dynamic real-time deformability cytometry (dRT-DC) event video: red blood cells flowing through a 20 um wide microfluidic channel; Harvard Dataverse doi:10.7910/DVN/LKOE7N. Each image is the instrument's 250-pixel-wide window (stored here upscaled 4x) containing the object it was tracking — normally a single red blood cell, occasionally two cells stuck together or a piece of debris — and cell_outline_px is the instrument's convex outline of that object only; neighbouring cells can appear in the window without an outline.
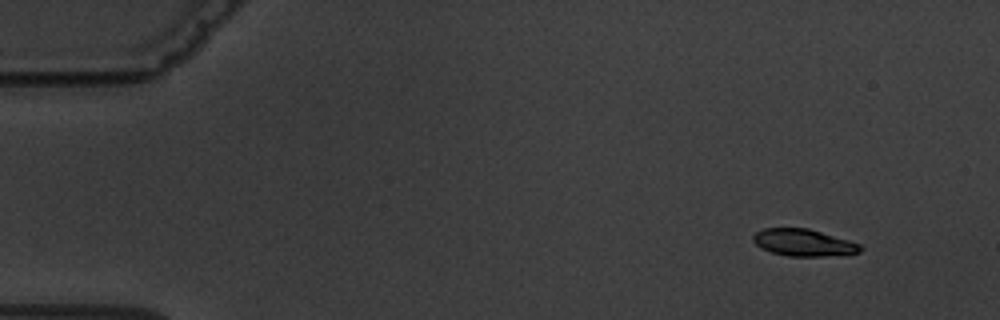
{"species": "common noctule bat (a hibernating species)", "species_latin": "Nyctalus noctula", "temperature_condition": "warm", "stored_images_in_passage": 5, "camera_frame_rate_fps": 3000, "um_per_image_px": 0.085, "animal": {"sex": "male", "body_mass_g": 19.5, "forearm_length_mm": 54.6}, "frame": {"image": 1, "passage_image": 1, "time_ms": 0.0, "image_size_px": [1000, 320], "cell_outline_px": [[864, 248], [860, 252], [824, 256], [788, 256], [772, 252], [756, 244], [752, 240], [752, 236], [756, 232], [764, 228], [808, 228], [848, 240], [860, 244]], "centroid_in_image_um": [68.3, 20.61], "position_along_channel_um": 16.7, "area_um2": 16.65}}
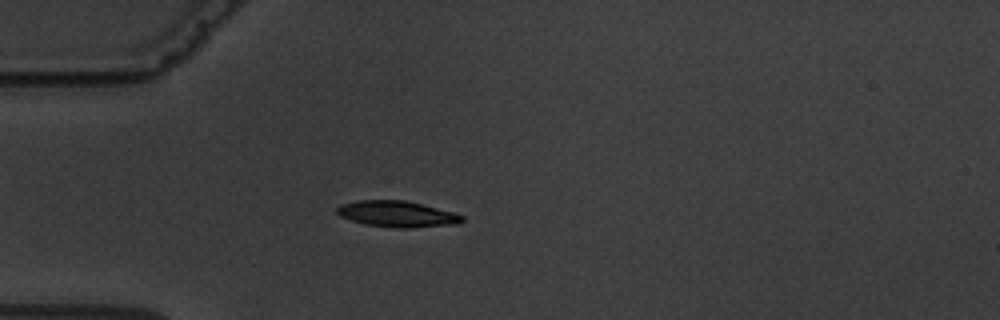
{"frame": {"image": 2, "passage_image": 4, "time_ms": 3.667, "image_size_px": [1000, 320], "cell_outline_px": [[464, 220], [456, 224], [408, 228], [396, 228], [364, 224], [340, 216], [336, 212], [336, 208], [340, 204], [360, 200], [404, 200], [456, 212], [464, 216]], "centroid_in_image_um": [33.77, 18.19], "position_along_channel_um": 51.2, "area_um2": 19.07}}